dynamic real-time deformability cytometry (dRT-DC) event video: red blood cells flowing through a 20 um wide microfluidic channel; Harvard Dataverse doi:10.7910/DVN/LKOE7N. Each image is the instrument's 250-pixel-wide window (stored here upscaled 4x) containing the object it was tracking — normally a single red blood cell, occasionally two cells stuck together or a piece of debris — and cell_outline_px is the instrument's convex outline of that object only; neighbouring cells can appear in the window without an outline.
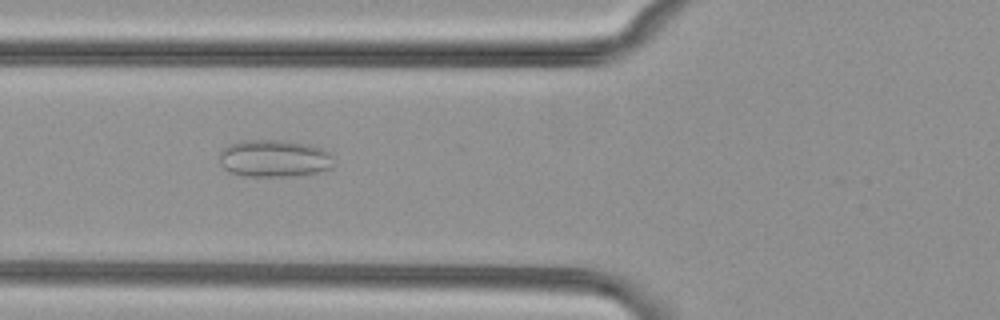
{"species": "common noctule bat (a hibernating species)", "species_latin": "Nyctalus noctula", "temperature_condition": "cold", "stored_images_in_passage": 53, "camera_frame_rate_fps": 3000, "um_per_image_px": 0.085, "animal": {"sex": "female", "body_mass_g": 29.2, "forearm_length_mm": 56.3}, "frame": {"image": 1, "passage_image": 21, "time_ms": 6.667, "image_size_px": [1000, 320], "cell_outline_px": [[332, 168], [320, 172], [296, 176], [244, 176], [228, 172], [220, 164], [220, 152], [228, 144], [240, 140], [284, 140], [312, 144], [332, 152]], "centroid_in_image_um": [23.33, 13.46], "position_along_channel_um": 102.5, "area_um2": 25.37}}
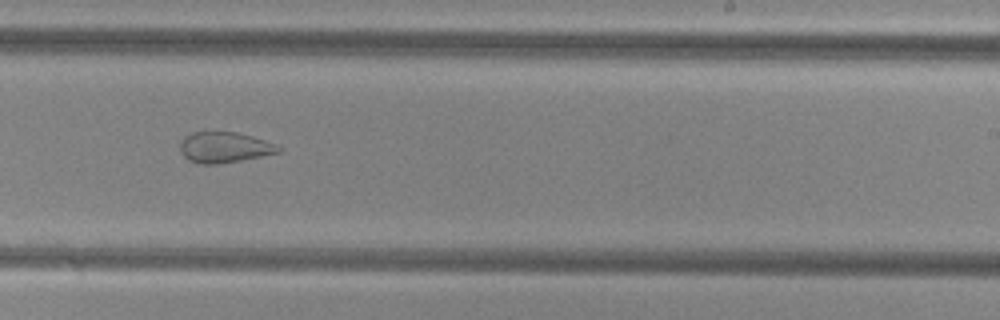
{"frame": {"image": 2, "passage_image": 34, "time_ms": 11.0, "image_size_px": [1000, 320], "cell_outline_px": [[284, 148], [280, 152], [240, 160], [216, 164], [200, 164], [188, 160], [180, 152], [180, 144], [184, 136], [192, 132], [236, 132], [252, 136], [280, 144]], "centroid_in_image_um": [19.1, 12.52], "position_along_channel_um": 269.9, "area_um2": 17.74}}
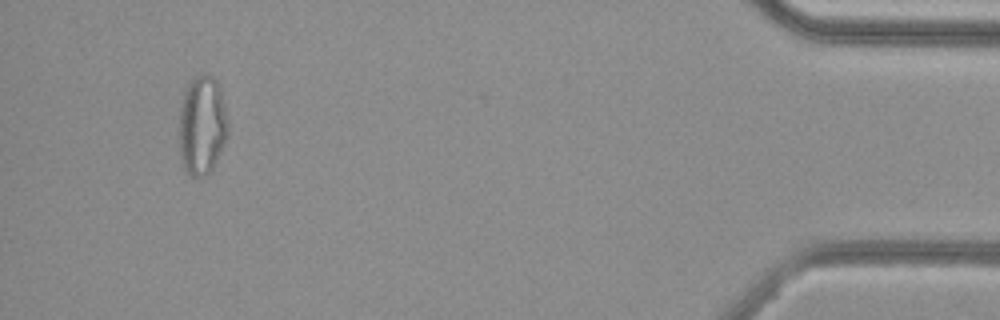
{"frame": {"image": 3, "passage_image": 51, "time_ms": 16.667, "image_size_px": [1000, 320], "cell_outline_px": [[228, 136], [212, 168], [200, 180], [184, 172], [180, 156], [180, 108], [184, 92], [188, 84], [200, 72], [208, 72], [220, 84], [228, 120]], "centroid_in_image_um": [17.19, 10.63], "position_along_channel_um": 418.0, "area_um2": 28.73}}